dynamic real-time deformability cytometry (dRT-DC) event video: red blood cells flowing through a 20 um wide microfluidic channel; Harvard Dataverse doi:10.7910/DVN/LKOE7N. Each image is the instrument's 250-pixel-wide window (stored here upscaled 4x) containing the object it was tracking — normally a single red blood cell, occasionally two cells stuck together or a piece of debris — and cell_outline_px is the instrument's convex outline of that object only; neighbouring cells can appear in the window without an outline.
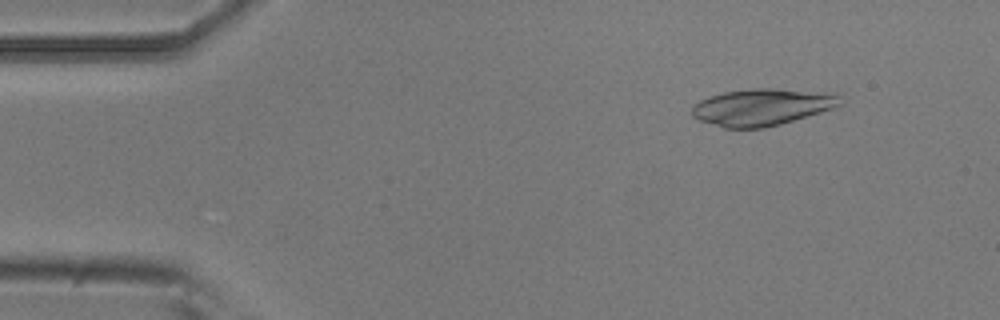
{"species": "common noctule bat (a hibernating species)", "species_latin": "Nyctalus noctula", "temperature_condition": "room temperature", "stored_images_in_passage": 4, "camera_frame_rate_fps": 3000, "um_per_image_px": 0.085, "animal": {"sex": "male", "body_mass_g": 20.5, "forearm_length_mm": 52.5}, "frame": {"image": 1, "passage_image": 2, "time_ms": 0.333, "image_size_px": [1000, 320], "cell_outline_px": [[844, 104], [820, 112], [780, 124], [764, 128], [724, 128], [700, 120], [692, 116], [692, 108], [700, 100], [708, 96], [724, 92], [752, 88], [776, 88], [836, 92]], "centroid_in_image_um": [64.81, 9.08], "position_along_channel_um": 20.2, "area_um2": 32.02}}